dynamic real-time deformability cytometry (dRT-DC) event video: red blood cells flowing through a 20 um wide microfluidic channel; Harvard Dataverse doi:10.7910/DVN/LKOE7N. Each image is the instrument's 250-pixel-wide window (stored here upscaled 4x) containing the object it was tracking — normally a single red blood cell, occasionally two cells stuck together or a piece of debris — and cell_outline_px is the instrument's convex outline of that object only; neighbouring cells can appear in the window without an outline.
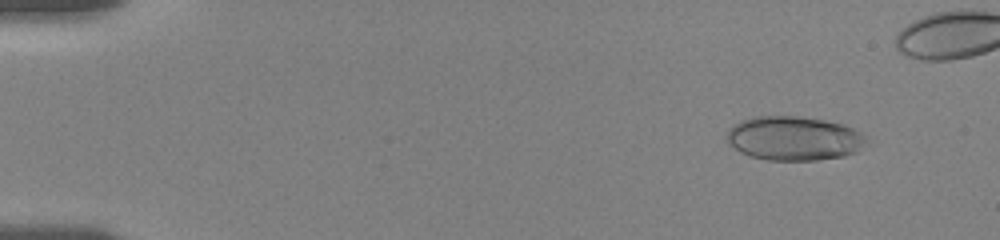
{"species": "human", "species_latin": "Homo sapiens", "temperature_condition": "room temperature", "stored_images_in_passage": 8, "camera_frame_rate_fps": 3000, "um_per_image_px": 0.085, "donor": {"sex": "female"}, "frame": {"image": 1, "passage_image": 3, "time_ms": 0.667, "image_size_px": [1000, 240], "cell_outline_px": [[864, 140], [856, 152], [844, 156], [816, 160], [768, 160], [752, 156], [740, 152], [728, 140], [728, 128], [740, 120], [756, 116], [796, 116], [824, 120], [840, 124], [852, 128], [860, 132], [864, 136]], "centroid_in_image_um": [67.45, 11.75], "position_along_channel_um": 17.6, "area_um2": 35.32}}